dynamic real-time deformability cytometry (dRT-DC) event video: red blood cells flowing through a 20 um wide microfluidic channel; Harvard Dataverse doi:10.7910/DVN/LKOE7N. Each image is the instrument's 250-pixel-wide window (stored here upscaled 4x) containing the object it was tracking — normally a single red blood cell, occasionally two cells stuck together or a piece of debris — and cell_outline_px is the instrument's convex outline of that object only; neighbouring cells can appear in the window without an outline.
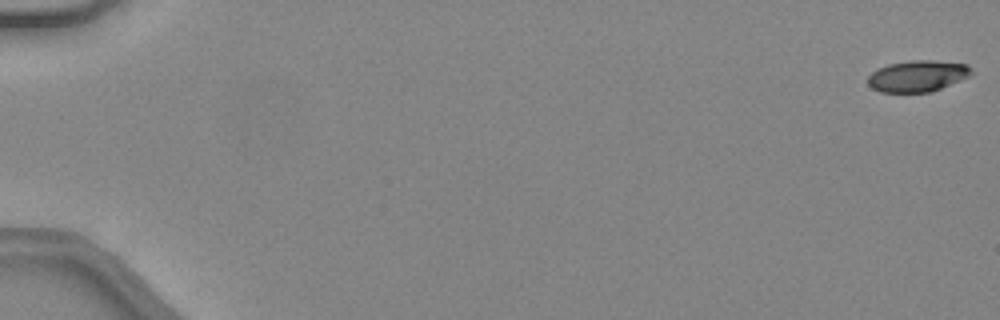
{"species": "common noctule bat (a hibernating species)", "species_latin": "Nyctalus noctula", "temperature_condition": "warm", "stored_images_in_passage": 9, "camera_frame_rate_fps": 3000, "um_per_image_px": 0.085, "animal": {"sex": "female", "body_mass_g": 24.6, "forearm_length_mm": 56.2}, "frame": {"image": 1, "passage_image": 1, "time_ms": 0.0, "image_size_px": [1000, 320], "cell_outline_px": [[964, 72], [944, 84], [936, 88], [920, 92], [892, 92], [876, 88], [872, 84], [872, 80], [884, 68], [900, 64], [960, 64], [964, 68]], "centroid_in_image_um": [77.85, 6.55], "position_along_channel_um": 7.1, "area_um2": 14.45}}